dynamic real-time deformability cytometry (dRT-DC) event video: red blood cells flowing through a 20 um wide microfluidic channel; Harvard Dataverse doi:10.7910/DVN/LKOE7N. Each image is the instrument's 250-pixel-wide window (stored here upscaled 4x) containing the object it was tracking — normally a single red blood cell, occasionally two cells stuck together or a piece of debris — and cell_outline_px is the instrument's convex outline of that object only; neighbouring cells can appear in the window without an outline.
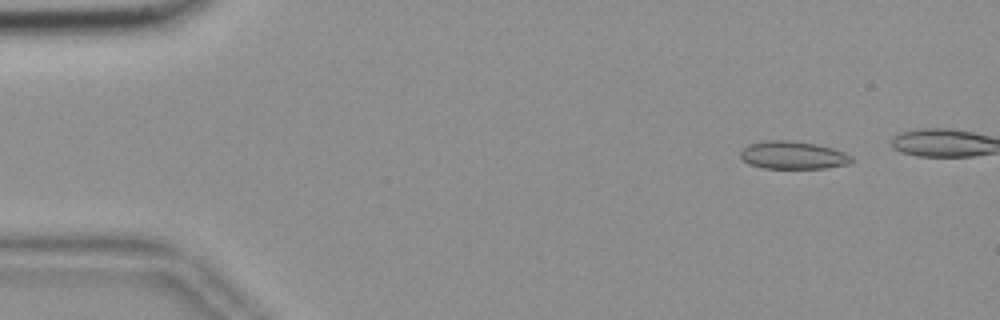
{"species": "common noctule bat (a hibernating species)", "species_latin": "Nyctalus noctula", "temperature_condition": "room temperature", "stored_images_in_passage": 10, "camera_frame_rate_fps": 3000, "um_per_image_px": 0.085, "animal": {"sex": "female", "body_mass_g": 18.4}, "frame": {"image": 1, "passage_image": 1, "time_ms": 0.0, "image_size_px": [1000, 320], "cell_outline_px": [[852, 160], [848, 164], [824, 168], [764, 168], [748, 164], [740, 156], [740, 152], [748, 144], [764, 140], [788, 140], [816, 144], [832, 148], [844, 152], [852, 156]], "centroid_in_image_um": [67.38, 13.18], "position_along_channel_um": 17.6, "area_um2": 17.98}}